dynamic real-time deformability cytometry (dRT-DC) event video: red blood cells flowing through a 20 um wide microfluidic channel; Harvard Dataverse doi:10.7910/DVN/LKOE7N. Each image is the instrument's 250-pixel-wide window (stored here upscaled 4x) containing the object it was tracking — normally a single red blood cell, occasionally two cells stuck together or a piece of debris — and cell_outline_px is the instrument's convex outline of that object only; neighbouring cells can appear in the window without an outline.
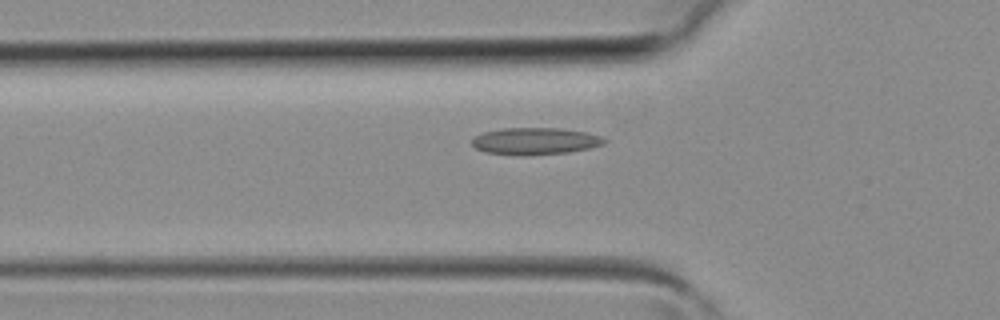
{"species": "common noctule bat (a hibernating species)", "species_latin": "Nyctalus noctula", "temperature_condition": "room temperature", "stored_images_in_passage": 4, "camera_frame_rate_fps": 3000, "um_per_image_px": 0.085, "animal": {"sex": "female", "body_mass_g": 19.3, "forearm_length_mm": 54.1}, "frame": {"image": 1, "passage_image": 4, "time_ms": 1.0, "image_size_px": [1000, 320], "cell_outline_px": [[608, 140], [604, 144], [588, 148], [568, 152], [524, 156], [520, 156], [484, 152], [476, 148], [472, 144], [472, 140], [476, 136], [484, 132], [500, 128], [560, 128], [588, 132], [600, 136]], "centroid_in_image_um": [45.49, 12.0], "position_along_channel_um": 80.3, "area_um2": 20.92}}